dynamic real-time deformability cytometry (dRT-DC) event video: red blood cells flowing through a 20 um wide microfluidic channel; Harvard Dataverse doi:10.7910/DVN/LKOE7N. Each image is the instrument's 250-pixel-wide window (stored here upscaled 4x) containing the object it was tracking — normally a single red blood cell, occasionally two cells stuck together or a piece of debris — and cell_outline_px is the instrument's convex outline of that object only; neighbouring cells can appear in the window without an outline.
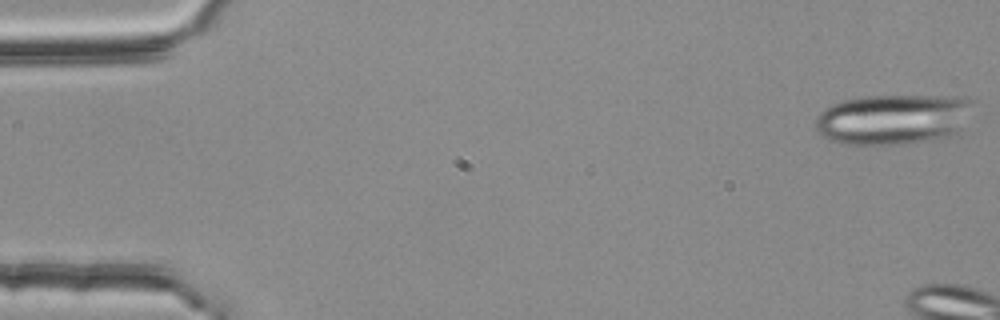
{"species": "common noctule bat (a hibernating species)", "species_latin": "Nyctalus noctula", "temperature_condition": "room temperature", "stored_images_in_passage": 7, "camera_frame_rate_fps": 3000, "um_per_image_px": 0.085, "animal": {"sex": "female", "body_mass_g": 25.1}, "frame": {"image": 1, "passage_image": 1, "time_ms": 0.0, "image_size_px": [1000, 320], "cell_outline_px": [[972, 100], [960, 128], [956, 136], [904, 144], [840, 144], [828, 140], [820, 136], [816, 132], [816, 116], [824, 108], [832, 104], [844, 100], [864, 96], [964, 96]], "centroid_in_image_um": [75.84, 10.15], "position_along_channel_um": 9.2, "area_um2": 46.41}}